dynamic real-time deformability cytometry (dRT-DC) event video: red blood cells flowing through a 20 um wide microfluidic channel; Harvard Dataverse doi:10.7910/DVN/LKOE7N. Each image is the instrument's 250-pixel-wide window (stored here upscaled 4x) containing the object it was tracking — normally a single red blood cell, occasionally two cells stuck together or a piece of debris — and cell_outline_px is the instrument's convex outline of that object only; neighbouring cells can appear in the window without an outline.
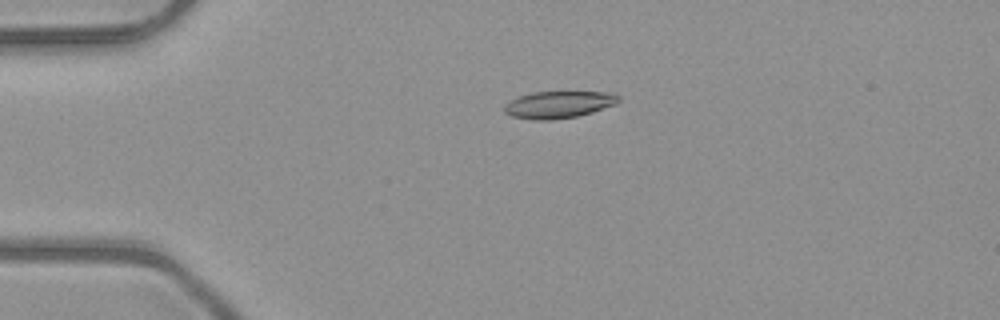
{"species": "common noctule bat (a hibernating species)", "species_latin": "Nyctalus noctula", "temperature_condition": "room temperature", "stored_images_in_passage": 3, "camera_frame_rate_fps": 3000, "um_per_image_px": 0.085, "animal": {"sex": "male", "body_mass_g": 23.1, "forearm_length_mm": 52.7}, "frame": {"image": 1, "passage_image": 2, "time_ms": 0.333, "image_size_px": [1000, 320], "cell_outline_px": [[620, 100], [616, 104], [592, 112], [576, 116], [552, 120], [536, 120], [512, 116], [504, 112], [504, 108], [512, 100], [520, 96], [532, 92], [612, 92], [620, 96]], "centroid_in_image_um": [47.53, 8.89], "position_along_channel_um": 37.5, "area_um2": 17.8}}